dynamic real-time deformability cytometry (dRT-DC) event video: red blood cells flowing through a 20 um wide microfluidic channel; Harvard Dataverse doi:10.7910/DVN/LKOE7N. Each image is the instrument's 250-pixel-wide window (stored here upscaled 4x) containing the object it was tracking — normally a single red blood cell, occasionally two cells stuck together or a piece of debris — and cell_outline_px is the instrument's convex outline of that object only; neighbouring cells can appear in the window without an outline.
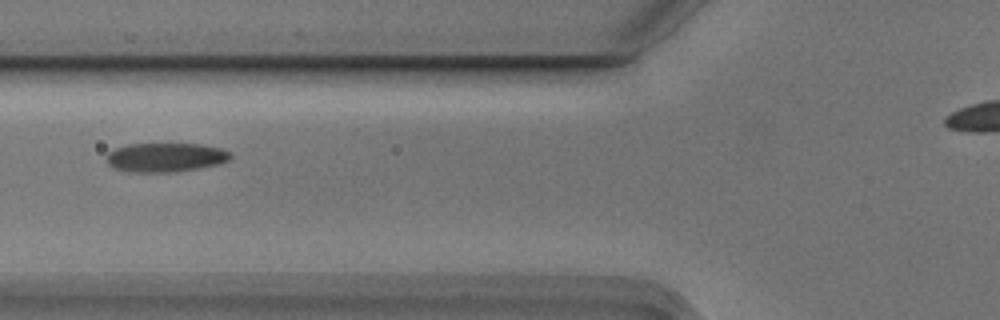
{"species": "Egyptian fruit bat (a non-hibernating species)", "species_latin": "Rousettus aegyptiacus", "temperature_condition": "cold", "stored_images_in_passage": 5, "camera_frame_rate_fps": 3000, "um_per_image_px": 0.085, "animal": {"sex": "male"}, "frame": {"image": 1, "passage_image": 2, "time_ms": 0.333, "image_size_px": [1000, 320], "cell_outline_px": [[232, 156], [228, 160], [220, 164], [176, 172], [132, 172], [116, 168], [108, 164], [108, 152], [116, 148], [128, 144], [204, 144], [220, 148], [232, 152]], "centroid_in_image_um": [14.13, 13.37], "position_along_channel_um": 111.7, "area_um2": 20.98}}
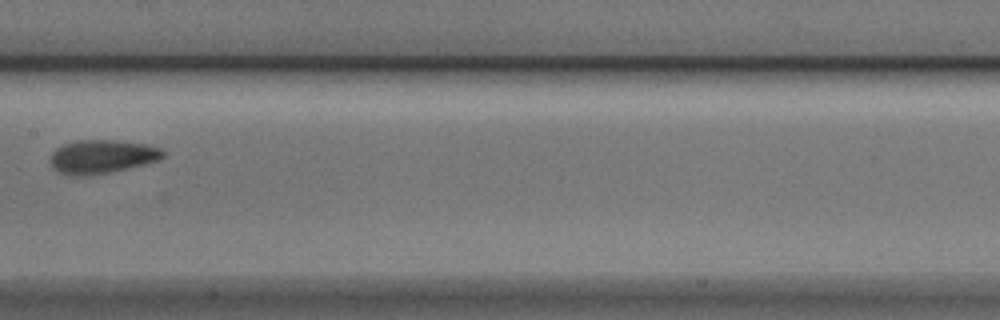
{"frame": {"image": 2, "passage_image": 4, "time_ms": 1.0, "image_size_px": [1000, 320], "cell_outline_px": [[164, 156], [156, 160], [128, 168], [88, 176], [68, 176], [56, 172], [52, 168], [48, 160], [52, 152], [56, 148], [64, 144], [76, 140], [112, 140], [144, 144], [160, 148], [164, 152]], "centroid_in_image_um": [8.55, 13.33], "position_along_channel_um": 198.8, "area_um2": 22.14}}
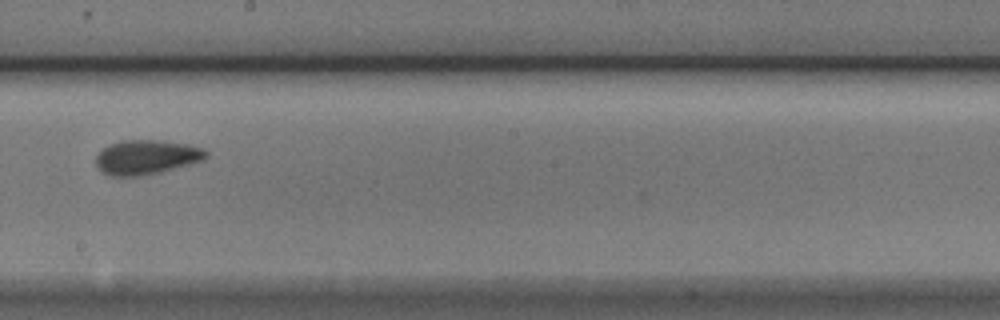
{"frame": {"image": 3, "passage_image": 5, "time_ms": 1.333, "image_size_px": [1000, 320], "cell_outline_px": [[208, 156], [200, 160], [188, 164], [160, 172], [140, 176], [112, 176], [104, 172], [96, 164], [96, 156], [108, 144], [120, 140], [156, 140], [188, 144], [204, 148], [208, 152]], "centroid_in_image_um": [12.44, 13.34], "position_along_channel_um": 235.8, "area_um2": 21.91}}